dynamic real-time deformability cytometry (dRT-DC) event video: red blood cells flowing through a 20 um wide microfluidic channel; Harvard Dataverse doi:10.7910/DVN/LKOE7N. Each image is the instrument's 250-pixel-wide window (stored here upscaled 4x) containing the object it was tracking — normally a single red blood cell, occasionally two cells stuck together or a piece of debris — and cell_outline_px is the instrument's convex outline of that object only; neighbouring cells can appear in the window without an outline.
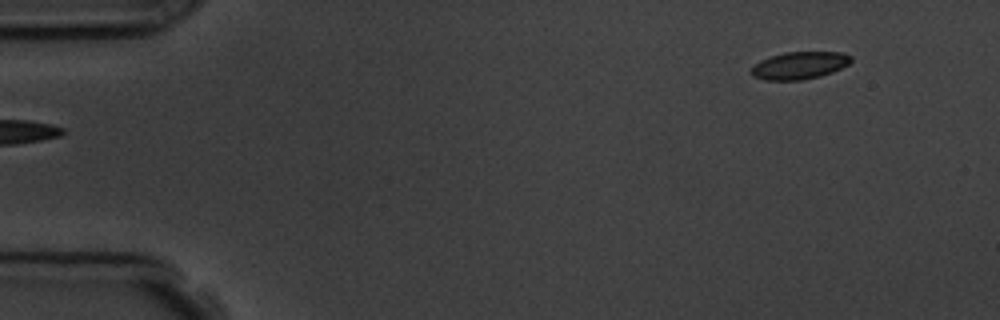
{"species": "common noctule bat (a hibernating species)", "species_latin": "Nyctalus noctula", "temperature_condition": "room temperature", "stored_images_in_passage": 4, "segment_of_instrument_passage": [2, 2], "camera_frame_rate_fps": 3000, "um_per_image_px": 0.085, "animal": {"sex": "male", "body_mass_g": 19.5, "forearm_length_mm": 54.6}, "frame": {"image": 1, "passage_image": 4, "time_ms": 5.0, "image_size_px": [1000, 320], "cell_outline_px": [[852, 60], [848, 64], [832, 72], [820, 76], [800, 80], [764, 80], [752, 76], [748, 72], [760, 60], [784, 52], [844, 52], [852, 56]], "centroid_in_image_um": [67.94, 5.56], "position_along_channel_um": 17.1, "area_um2": 15.95}}